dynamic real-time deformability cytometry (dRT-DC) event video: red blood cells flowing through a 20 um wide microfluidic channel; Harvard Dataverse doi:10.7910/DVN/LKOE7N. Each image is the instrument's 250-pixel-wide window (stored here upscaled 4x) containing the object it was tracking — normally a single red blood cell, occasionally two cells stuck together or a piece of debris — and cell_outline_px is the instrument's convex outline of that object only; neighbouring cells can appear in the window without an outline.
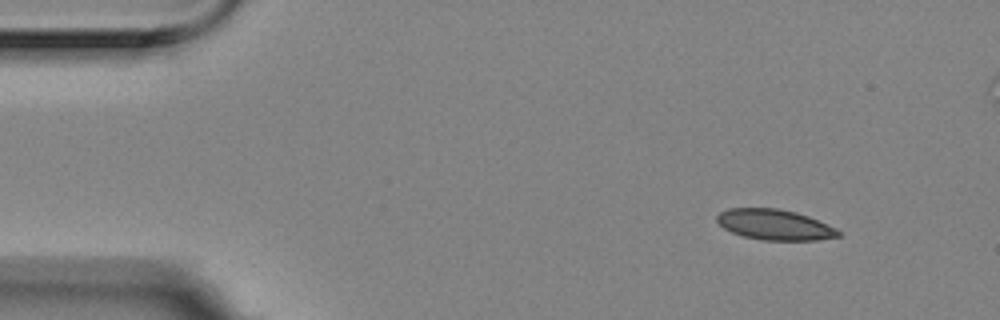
{"species": "Egyptian fruit bat (a non-hibernating species)", "species_latin": "Rousettus aegyptiacus", "temperature_condition": "room temperature", "stored_images_in_passage": 4, "segment_of_instrument_passage": [1, 2], "camera_frame_rate_fps": 3000, "um_per_image_px": 0.085, "animal": {"sex": "female"}, "frame": {"image": 1, "passage_image": 1, "time_ms": 0.0, "image_size_px": [1000, 320], "cell_outline_px": [[840, 236], [816, 240], [764, 240], [744, 236], [732, 232], [724, 228], [716, 220], [716, 216], [720, 212], [728, 208], [776, 208], [796, 212], [808, 216], [836, 228], [840, 232]], "centroid_in_image_um": [65.84, 19.09], "position_along_channel_um": 19.2, "area_um2": 21.44}}